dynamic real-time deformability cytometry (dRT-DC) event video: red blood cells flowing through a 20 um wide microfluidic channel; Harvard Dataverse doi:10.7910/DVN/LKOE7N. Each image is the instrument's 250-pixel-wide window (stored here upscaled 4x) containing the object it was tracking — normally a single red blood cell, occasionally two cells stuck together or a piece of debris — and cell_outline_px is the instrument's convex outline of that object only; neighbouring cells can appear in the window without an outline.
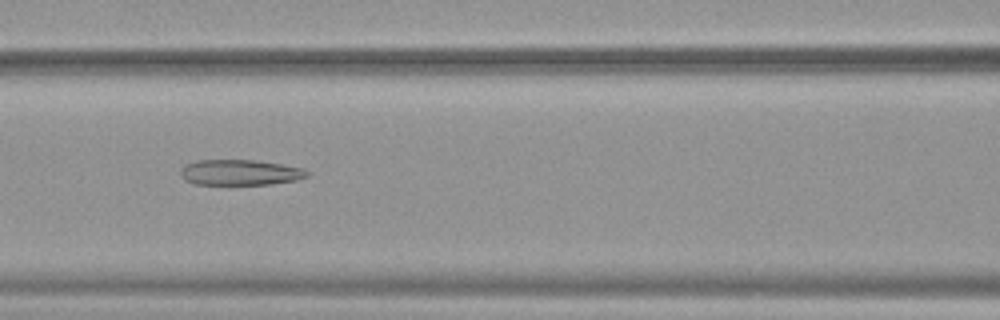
{"species": "common noctule bat (a hibernating species)", "species_latin": "Nyctalus noctula", "temperature_condition": "warm", "stored_images_in_passage": 52, "camera_frame_rate_fps": 3000, "um_per_image_px": 0.085, "animal": {"sex": "female", "body_mass_g": 19.9}, "frame": {"image": 1, "passage_image": 23, "time_ms": 7.333, "image_size_px": [1000, 320], "cell_outline_px": [[312, 172], [308, 176], [296, 180], [272, 184], [196, 184], [184, 180], [180, 176], [180, 168], [196, 160], [252, 160], [280, 164], [304, 168]], "centroid_in_image_um": [20.42, 14.66], "position_along_channel_um": 146.2, "area_um2": 18.9}}
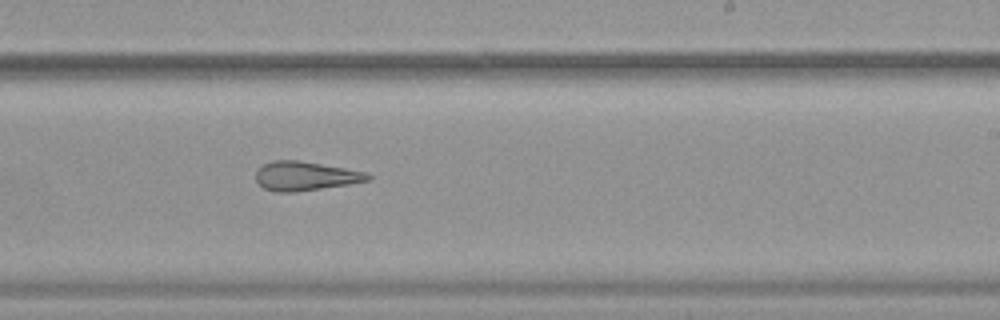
{"frame": {"image": 2, "passage_image": 32, "time_ms": 10.333, "image_size_px": [1000, 320], "cell_outline_px": [[372, 176], [368, 180], [348, 184], [292, 192], [276, 192], [264, 188], [256, 180], [256, 172], [264, 164], [272, 160], [296, 160], [344, 168], [364, 172]], "centroid_in_image_um": [25.91, 14.96], "position_along_channel_um": 263.1, "area_um2": 18.5}}
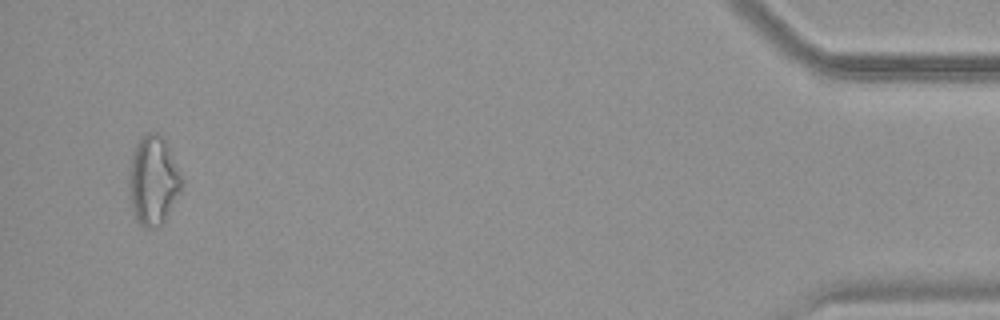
{"frame": {"image": 3, "passage_image": 50, "time_ms": 16.333, "image_size_px": [1000, 320], "cell_outline_px": [[180, 192], [168, 216], [160, 228], [144, 228], [136, 220], [132, 208], [128, 192], [128, 180], [132, 156], [136, 144], [148, 132], [156, 132], [164, 136], [180, 176]], "centroid_in_image_um": [13.0, 15.39], "position_along_channel_um": 422.2, "area_um2": 27.22}, "authors_computed_cell_mechanics": {"area_um2": 23.2356, "velocity_mm_per_s": 3.9134, "shape_relaxation_time_tau1_ms": null, "shape_relaxation_time_tau2_ms": 3.3064, "deformation_change_tau1": null, "deformation_change_tau2": 0.1428}}